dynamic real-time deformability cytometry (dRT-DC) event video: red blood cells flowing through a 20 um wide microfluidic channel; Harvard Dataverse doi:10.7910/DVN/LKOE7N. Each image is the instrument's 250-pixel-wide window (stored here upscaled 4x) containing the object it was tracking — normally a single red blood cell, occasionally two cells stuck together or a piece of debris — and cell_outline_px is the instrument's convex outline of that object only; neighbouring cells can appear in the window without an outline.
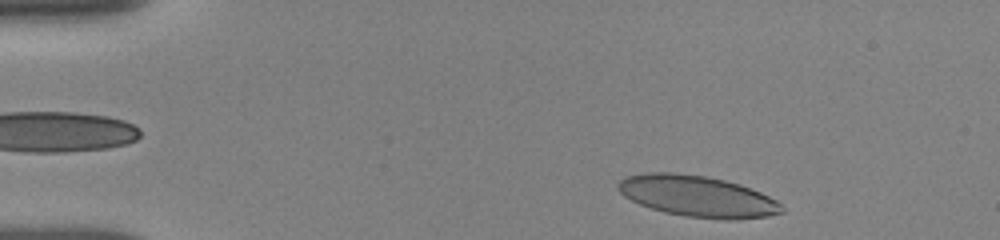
{"species": "human", "species_latin": "Homo sapiens", "temperature_condition": "room temperature", "stored_images_in_passage": 38, "camera_frame_rate_fps": 3000, "um_per_image_px": 0.085, "donor": {"sex": "female"}, "frame": {"image": 1, "passage_image": 1, "time_ms": 0.0, "image_size_px": [1000, 240], "cell_outline_px": [[784, 212], [764, 216], [728, 220], [688, 216], [664, 212], [640, 204], [624, 196], [616, 188], [616, 184], [624, 176], [648, 172], [676, 172], [704, 176], [724, 180], [740, 184], [760, 192], [776, 200], [784, 208]], "centroid_in_image_um": [59.24, 16.66], "position_along_channel_um": 25.8, "area_um2": 39.07}}
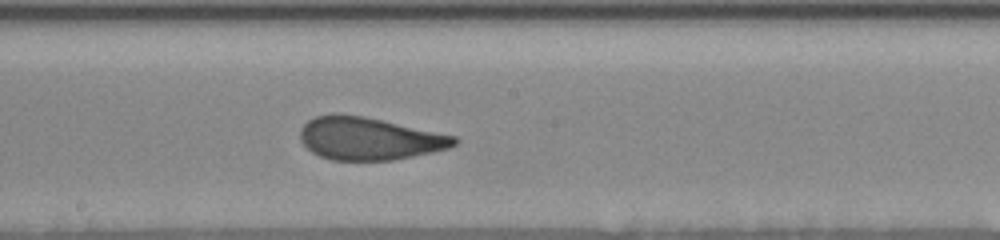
{"frame": {"image": 2, "passage_image": 20, "time_ms": 7.0, "image_size_px": [1000, 240], "cell_outline_px": [[460, 140], [456, 144], [448, 148], [432, 152], [392, 160], [332, 160], [320, 156], [312, 152], [300, 140], [300, 128], [308, 120], [316, 116], [364, 116], [456, 136]], "centroid_in_image_um": [31.4, 11.8], "position_along_channel_um": 216.8, "area_um2": 37.63}}
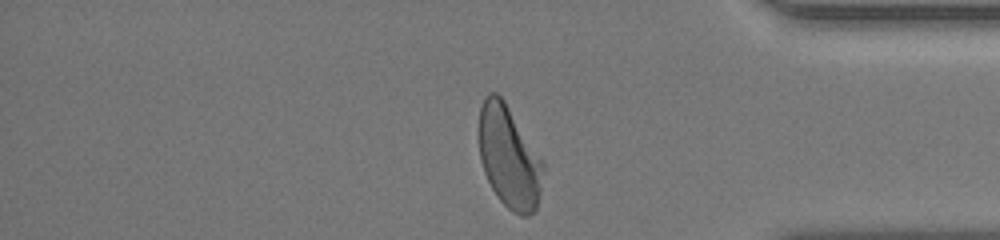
{"frame": {"image": 3, "passage_image": 37, "time_ms": 12.0, "image_size_px": [1000, 240], "cell_outline_px": [[544, 172], [536, 212], [528, 216], [520, 216], [512, 212], [496, 196], [484, 172], [480, 160], [480, 108], [484, 96], [488, 92], [496, 92], [504, 100], [544, 160]], "centroid_in_image_um": [43.3, 13.37], "position_along_channel_um": 391.9, "area_um2": 38.55}, "authors_computed_cell_mechanics": {"area_um2": 38.8416, "velocity_mm_per_s": 3.838, "shape_relaxation_time_tau1_ms": 4.2906, "shape_relaxation_time_tau2_ms": 0.932, "deformation_change_tau1": 0.1721, "deformation_change_tau2": 0.0788}}